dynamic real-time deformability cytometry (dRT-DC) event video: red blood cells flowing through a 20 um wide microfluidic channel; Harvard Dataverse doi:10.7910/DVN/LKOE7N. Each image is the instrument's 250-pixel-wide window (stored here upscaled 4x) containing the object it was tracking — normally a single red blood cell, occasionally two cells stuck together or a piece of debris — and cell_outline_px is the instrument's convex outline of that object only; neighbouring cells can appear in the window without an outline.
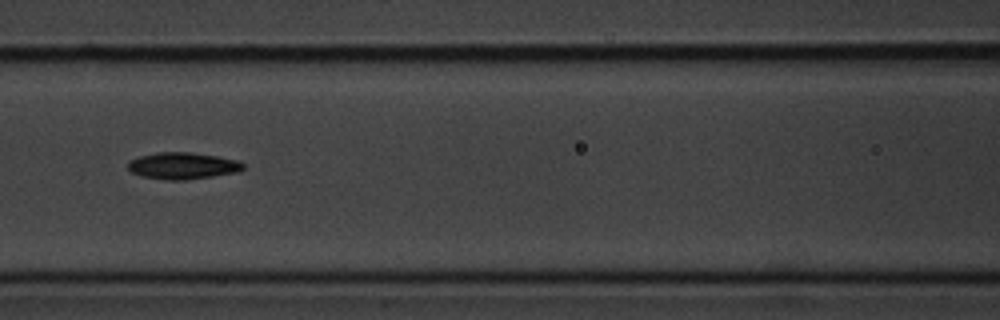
{"species": "common noctule bat (a hibernating species)", "species_latin": "Nyctalus noctula", "temperature_condition": "cold", "stored_images_in_passage": 15, "camera_frame_rate_fps": 3000, "um_per_image_px": 0.085, "animal": {"sex": "male", "body_mass_g": 20.1, "forearm_length_mm": 53.5}, "frame": {"image": 1, "passage_image": 7, "time_ms": 8.0, "image_size_px": [1000, 320], "cell_outline_px": [[244, 168], [240, 172], [184, 180], [168, 180], [140, 176], [132, 172], [128, 168], [128, 160], [140, 156], [156, 152], [192, 152], [216, 156], [236, 160], [244, 164]], "centroid_in_image_um": [15.51, 14.09], "position_along_channel_um": 151.1, "area_um2": 17.98}}
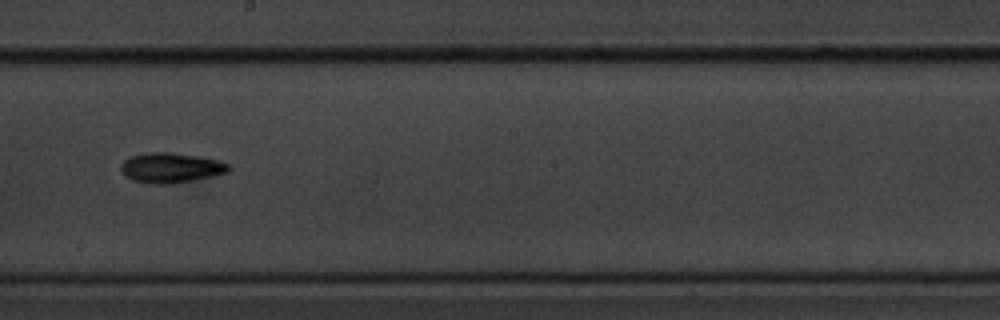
{"frame": {"image": 2, "passage_image": 9, "time_ms": 10.333, "image_size_px": [1000, 320], "cell_outline_px": [[232, 168], [228, 172], [192, 180], [172, 184], [156, 184], [132, 180], [124, 176], [120, 168], [120, 164], [124, 160], [132, 156], [148, 152], [172, 152], [196, 156], [216, 160], [228, 164]], "centroid_in_image_um": [14.48, 14.26], "position_along_channel_um": 233.7, "area_um2": 18.73}}
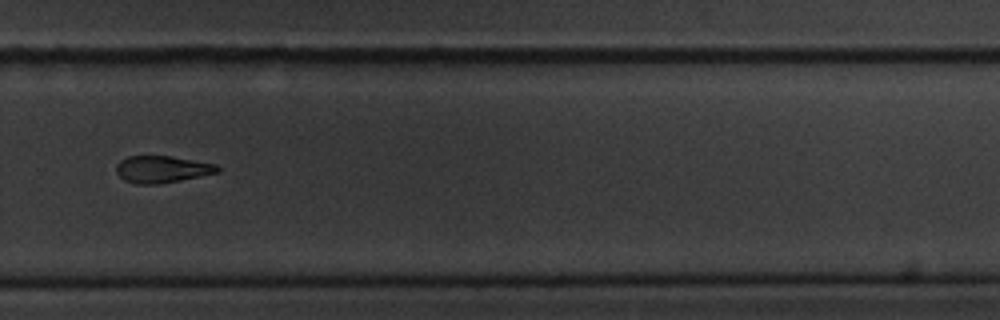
{"frame": {"image": 3, "passage_image": 11, "time_ms": 12.667, "image_size_px": [1000, 320], "cell_outline_px": [[220, 172], [160, 184], [136, 184], [124, 180], [116, 172], [116, 164], [120, 160], [128, 156], [172, 156], [216, 164], [220, 168]], "centroid_in_image_um": [13.76, 14.38], "position_along_channel_um": 316.0, "area_um2": 15.95}, "authors_computed_cell_mechanics": {"area_um2": 17.9758, "velocity_mm_per_s": 3.545, "shape_relaxation_time_tau1_ms": 1.6276, "shape_relaxation_time_tau2_ms": null, "deformation_change_tau1": 0.0784, "deformation_change_tau2": null}}